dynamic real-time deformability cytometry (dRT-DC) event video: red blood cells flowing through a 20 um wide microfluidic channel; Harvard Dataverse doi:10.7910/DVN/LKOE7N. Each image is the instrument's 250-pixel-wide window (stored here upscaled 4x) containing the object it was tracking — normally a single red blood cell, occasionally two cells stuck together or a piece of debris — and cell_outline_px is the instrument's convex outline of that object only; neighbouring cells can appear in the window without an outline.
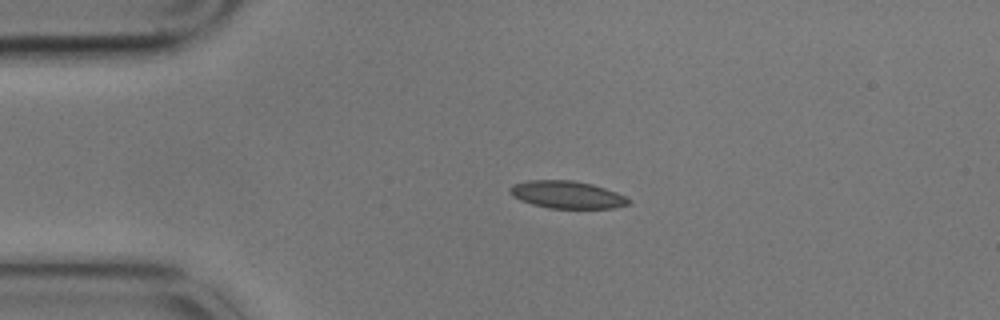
{"species": "common noctule bat (a hibernating species)", "species_latin": "Nyctalus noctula", "temperature_condition": "cold", "stored_images_in_passage": 3, "camera_frame_rate_fps": 3000, "um_per_image_px": 0.085, "animal": {"sex": "male", "body_mass_g": 17.9}, "frame": {"image": 1, "passage_image": 2, "time_ms": 0.333, "image_size_px": [1000, 320], "cell_outline_px": [[632, 200], [628, 204], [612, 208], [548, 208], [532, 204], [520, 200], [512, 196], [508, 192], [508, 188], [512, 184], [528, 180], [572, 180], [592, 184], [616, 192]], "centroid_in_image_um": [48.14, 16.54], "position_along_channel_um": 36.9, "area_um2": 19.02}}
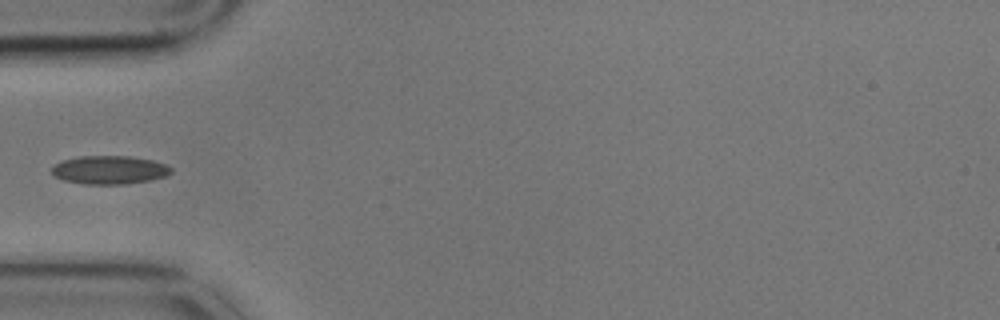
{"frame": {"image": 2, "passage_image": 3, "time_ms": 0.667, "image_size_px": [1000, 320], "cell_outline_px": [[172, 172], [164, 176], [148, 180], [124, 184], [84, 184], [64, 180], [56, 176], [52, 172], [52, 168], [56, 164], [64, 160], [80, 156], [132, 156], [152, 160], [164, 164], [172, 168]], "centroid_in_image_um": [9.31, 14.44], "position_along_channel_um": 75.7, "area_um2": 19.48}}